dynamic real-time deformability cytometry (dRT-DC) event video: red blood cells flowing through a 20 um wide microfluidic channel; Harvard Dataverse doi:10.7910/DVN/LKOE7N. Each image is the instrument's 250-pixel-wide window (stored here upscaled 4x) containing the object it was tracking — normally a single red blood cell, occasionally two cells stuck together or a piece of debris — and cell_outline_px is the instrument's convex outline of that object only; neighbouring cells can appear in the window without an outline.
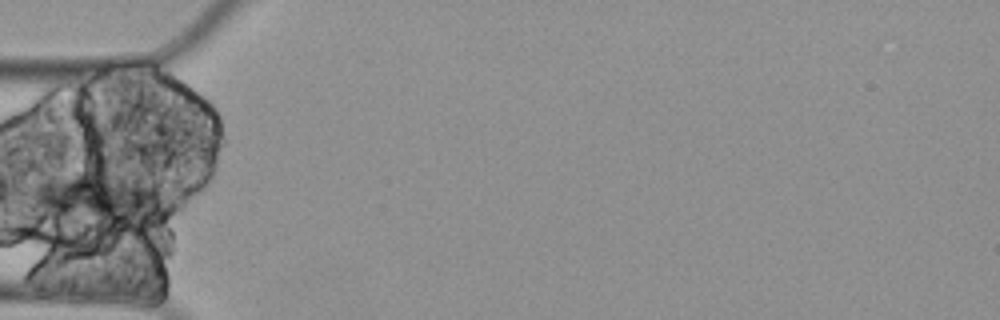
{"species": "Egyptian fruit bat (a non-hibernating species)", "species_latin": "Rousettus aegyptiacus", "temperature_condition": "cold", "stored_images_in_passage": 7, "segment_of_instrument_passage": [1, 2], "camera_frame_rate_fps": 3000, "um_per_image_px": 0.085, "animal": {"sex": "female"}, "frame": {"image": 1, "passage_image": 5, "time_ms": 1.333, "image_size_px": [1000, 320], "cell_outline_px": [[160, 204], [144, 220], [92, 232], [40, 204], [32, 196], [32, 192], [40, 184], [48, 180], [76, 168], [144, 188], [156, 192], [160, 196]], "centroid_in_image_um": [8.16, 16.99], "position_along_channel_um": 76.8, "area_um2": 36.76}}